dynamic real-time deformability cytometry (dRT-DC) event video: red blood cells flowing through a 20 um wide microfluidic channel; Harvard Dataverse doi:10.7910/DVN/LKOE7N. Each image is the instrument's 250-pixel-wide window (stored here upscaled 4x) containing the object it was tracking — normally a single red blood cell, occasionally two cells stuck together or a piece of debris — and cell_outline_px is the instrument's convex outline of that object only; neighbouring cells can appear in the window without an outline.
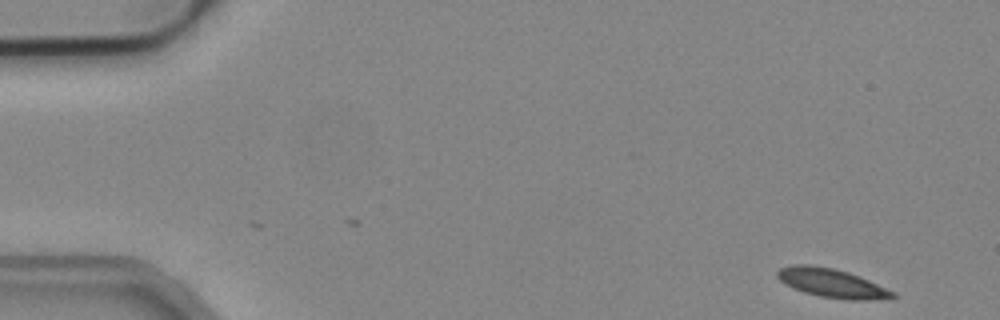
{"species": "common noctule bat (a hibernating species)", "species_latin": "Nyctalus noctula", "temperature_condition": "cold", "stored_images_in_passage": 51, "camera_frame_rate_fps": 3000, "um_per_image_px": 0.085, "animal": {"sex": "male", "body_mass_g": 19.2, "forearm_length_mm": 51.8}, "frame": {"image": 1, "passage_image": 1, "time_ms": 0.0, "image_size_px": [1000, 320], "cell_outline_px": [[896, 296], [868, 300], [848, 300], [820, 296], [804, 292], [792, 288], [780, 280], [776, 276], [776, 272], [780, 268], [796, 264], [808, 264], [832, 268], [848, 272], [860, 276], [896, 292]], "centroid_in_image_um": [70.69, 24.06], "position_along_channel_um": 14.3, "area_um2": 19.31}}
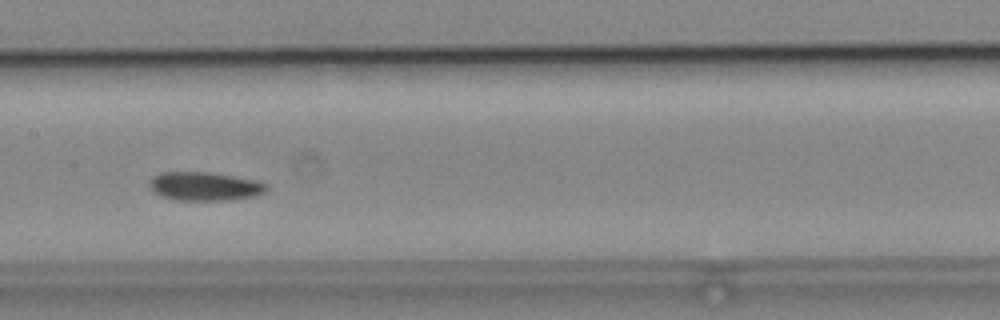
{"frame": {"image": 2, "passage_image": 24, "time_ms": 7.667, "image_size_px": [1000, 320], "cell_outline_px": [[268, 188], [264, 192], [256, 196], [228, 200], [176, 200], [164, 196], [156, 192], [152, 188], [152, 176], [160, 172], [208, 172], [256, 180], [268, 184]], "centroid_in_image_um": [17.46, 15.83], "position_along_channel_um": 189.9, "area_um2": 19.25}}
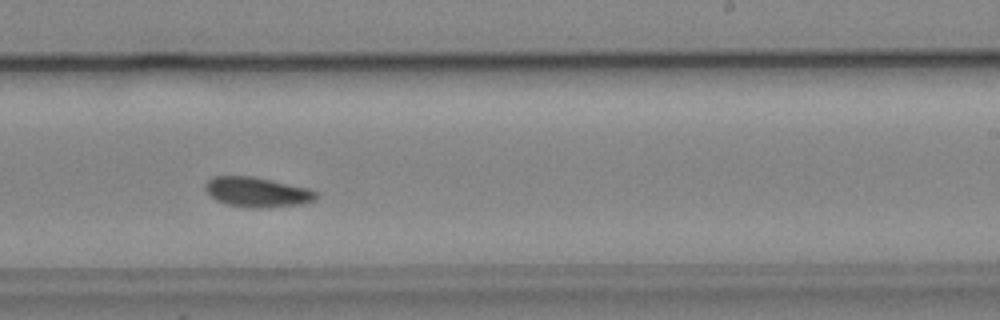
{"frame": {"image": 3, "passage_image": 30, "time_ms": 9.667, "image_size_px": [1000, 320], "cell_outline_px": [[316, 200], [300, 204], [256, 208], [244, 208], [228, 204], [216, 200], [204, 188], [204, 184], [212, 176], [252, 176], [272, 180], [308, 188], [316, 192]], "centroid_in_image_um": [21.82, 16.32], "position_along_channel_um": 267.2, "area_um2": 19.19}, "authors_computed_cell_mechanics": {"area_um2": 18.8428, "velocity_mm_per_s": 3.873, "shape_relaxation_time_tau1_ms": 4.7851, "shape_relaxation_time_tau2_ms": 6.3532, "deformation_change_tau1": 0.1037, "deformation_change_tau2": 0.0735}}